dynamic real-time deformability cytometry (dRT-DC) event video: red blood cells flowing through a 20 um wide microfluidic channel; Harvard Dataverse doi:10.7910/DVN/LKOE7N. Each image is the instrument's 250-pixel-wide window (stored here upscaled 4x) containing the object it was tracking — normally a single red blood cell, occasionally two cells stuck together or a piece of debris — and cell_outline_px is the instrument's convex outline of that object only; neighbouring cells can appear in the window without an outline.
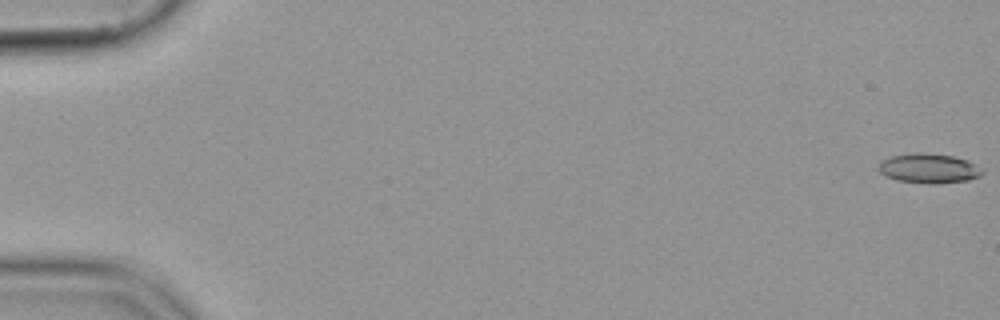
{"species": "common noctule bat (a hibernating species)", "species_latin": "Nyctalus noctula", "temperature_condition": "cold", "stored_images_in_passage": 11, "camera_frame_rate_fps": 3000, "um_per_image_px": 0.085, "animal": {"sex": "female", "body_mass_g": 19.9}, "frame": {"image": 1, "passage_image": 1, "time_ms": 0.0, "image_size_px": [1000, 320], "cell_outline_px": [[984, 172], [980, 176], [968, 180], [936, 184], [928, 184], [896, 180], [884, 176], [880, 172], [880, 160], [892, 156], [916, 152], [920, 152], [952, 156], [968, 160], [976, 164]], "centroid_in_image_um": [78.95, 14.32], "position_along_channel_um": 6.0, "area_um2": 17.98}}